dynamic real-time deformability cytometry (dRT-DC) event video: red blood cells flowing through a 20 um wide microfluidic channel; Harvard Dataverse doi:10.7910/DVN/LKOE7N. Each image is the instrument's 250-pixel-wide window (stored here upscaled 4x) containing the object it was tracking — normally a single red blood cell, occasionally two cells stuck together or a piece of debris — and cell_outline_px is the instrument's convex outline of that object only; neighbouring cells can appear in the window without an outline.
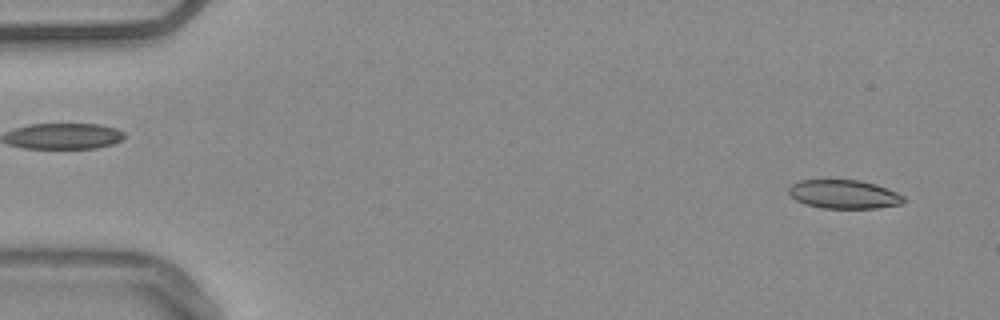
{"species": "common noctule bat (a hibernating species)", "species_latin": "Nyctalus noctula", "temperature_condition": "warm", "stored_images_in_passage": 53, "camera_frame_rate_fps": 3000, "um_per_image_px": 0.085, "animal": {"sex": "male", "body_mass_g": 20.4}, "frame": {"image": 1, "passage_image": 3, "time_ms": 0.667, "image_size_px": [1000, 320], "cell_outline_px": [[908, 200], [904, 204], [876, 208], [820, 208], [804, 204], [796, 200], [788, 192], [788, 188], [792, 184], [800, 180], [860, 180], [876, 184], [896, 192], [904, 196]], "centroid_in_image_um": [71.77, 16.52], "position_along_channel_um": 13.2, "area_um2": 19.42}}
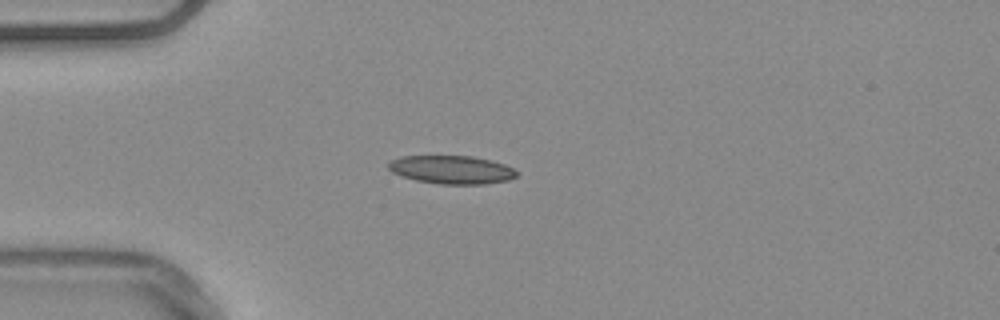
{"frame": {"image": 2, "passage_image": 14, "time_ms": 4.333, "image_size_px": [1000, 320], "cell_outline_px": [[520, 172], [516, 176], [508, 180], [484, 184], [440, 184], [416, 180], [400, 176], [392, 172], [388, 168], [388, 164], [392, 160], [400, 156], [472, 156], [492, 160], [504, 164]], "centroid_in_image_um": [38.4, 14.42], "position_along_channel_um": 46.6, "area_um2": 21.21}}
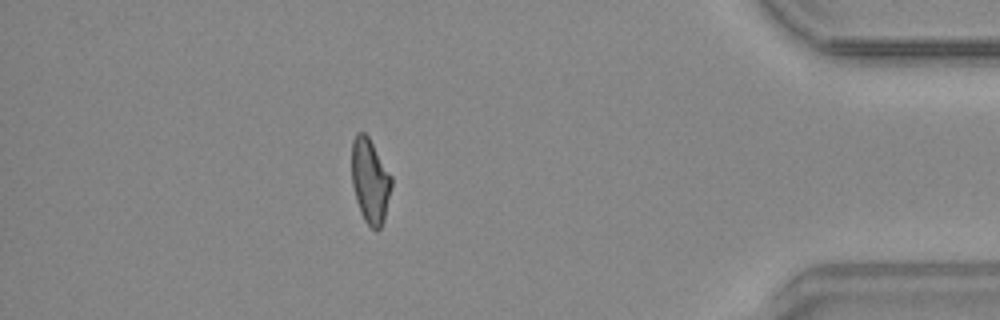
{"frame": {"image": 3, "passage_image": 47, "time_ms": 15.333, "image_size_px": [1000, 320], "cell_outline_px": [[392, 184], [384, 220], [380, 228], [376, 232], [364, 220], [360, 212], [356, 200], [352, 184], [352, 140], [356, 132], [364, 132], [368, 136], [392, 176]], "centroid_in_image_um": [31.45, 15.38], "position_along_channel_um": 403.7, "area_um2": 19.65}, "authors_computed_cell_mechanics": {"area_um2": 20.2878, "velocity_mm_per_s": 3.7847, "shape_relaxation_time_tau1_ms": null, "shape_relaxation_time_tau2_ms": 3.7271, "deformation_change_tau1": null, "deformation_change_tau2": 0.117}}